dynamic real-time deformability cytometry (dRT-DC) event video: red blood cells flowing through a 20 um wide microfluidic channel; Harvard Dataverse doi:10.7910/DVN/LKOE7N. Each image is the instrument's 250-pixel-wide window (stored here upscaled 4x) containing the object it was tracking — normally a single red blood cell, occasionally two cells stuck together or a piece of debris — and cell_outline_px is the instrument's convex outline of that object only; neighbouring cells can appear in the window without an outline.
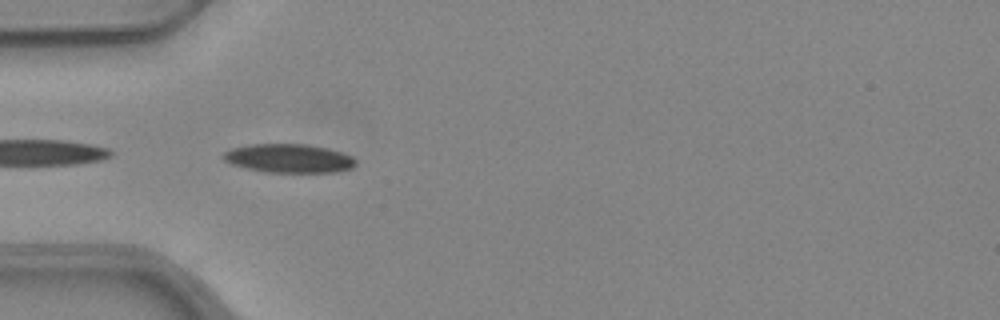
{"species": "common noctule bat (a hibernating species)", "species_latin": "Nyctalus noctula", "temperature_condition": "warm", "stored_images_in_passage": 9, "camera_frame_rate_fps": 3000, "um_per_image_px": 0.085, "animal": {"sex": "female", "body_mass_g": 24.6, "forearm_length_mm": 56.2}, "frame": {"image": 1, "passage_image": 1, "time_ms": 0.0, "image_size_px": [1000, 320], "cell_outline_px": [[356, 164], [352, 168], [336, 172], [264, 172], [232, 164], [224, 160], [220, 156], [224, 152], [232, 148], [252, 144], [304, 144], [328, 148], [352, 156], [356, 160]], "centroid_in_image_um": [24.56, 13.46], "position_along_channel_um": 60.4, "area_um2": 22.14}}
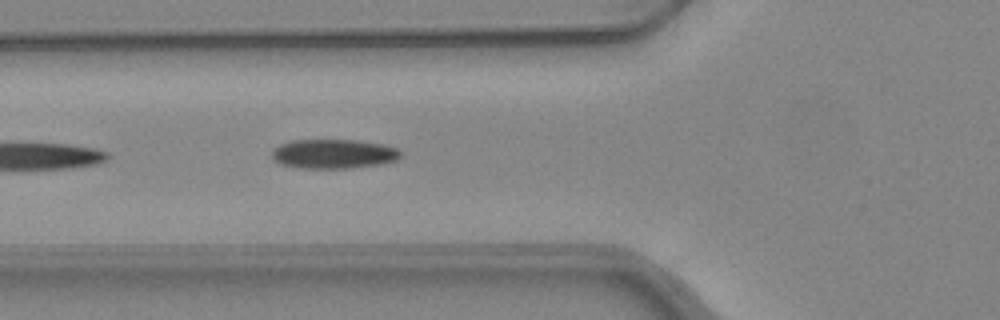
{"frame": {"image": 2, "passage_image": 4, "time_ms": 1.0, "image_size_px": [1000, 320], "cell_outline_px": [[400, 156], [396, 160], [380, 164], [352, 168], [300, 168], [280, 164], [272, 160], [272, 152], [280, 144], [292, 140], [356, 140], [384, 144], [396, 148], [400, 152]], "centroid_in_image_um": [28.33, 13.08], "position_along_channel_um": 97.5, "area_um2": 22.02}}